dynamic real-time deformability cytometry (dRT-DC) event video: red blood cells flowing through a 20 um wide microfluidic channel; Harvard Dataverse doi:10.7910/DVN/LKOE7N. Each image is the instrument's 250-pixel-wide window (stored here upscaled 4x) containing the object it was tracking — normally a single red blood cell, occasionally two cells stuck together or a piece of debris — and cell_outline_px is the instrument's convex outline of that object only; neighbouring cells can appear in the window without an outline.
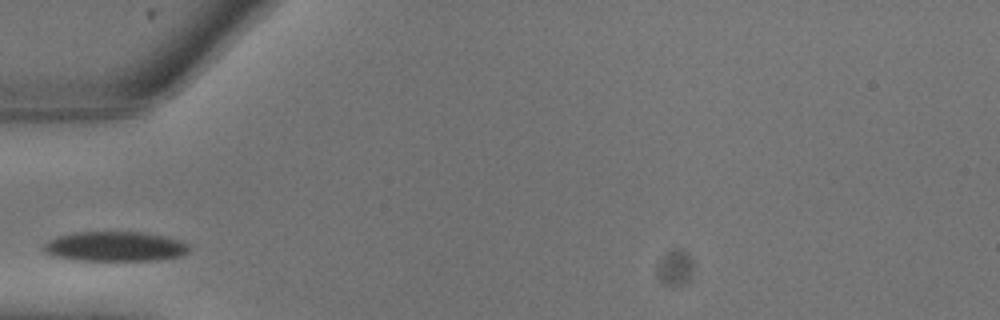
{"species": "common noctule bat (a hibernating species)", "species_latin": "Nyctalus noctula", "temperature_condition": "warm", "stored_images_in_passage": 12, "camera_frame_rate_fps": 3000, "um_per_image_px": 0.085, "animal": {"sex": "male", "body_mass_g": 13.3}, "frame": {"image": 1, "passage_image": 1, "time_ms": 0.0, "image_size_px": [1000, 320], "cell_outline_px": [[192, 248], [188, 252], [180, 256], [156, 260], [76, 260], [52, 256], [44, 248], [44, 244], [48, 240], [60, 236], [80, 232], [140, 232], [168, 236], [180, 240], [188, 244]], "centroid_in_image_um": [9.85, 20.95], "position_along_channel_um": 75.2, "area_um2": 25.14}}
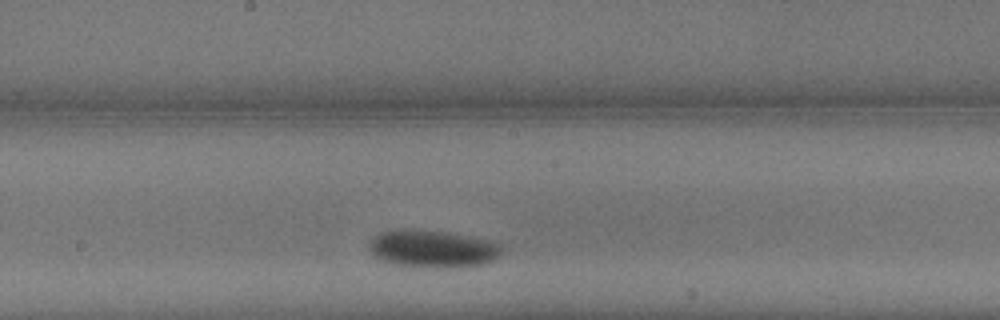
{"frame": {"image": 2, "passage_image": 6, "time_ms": 1.667, "image_size_px": [1000, 320], "cell_outline_px": [[504, 248], [500, 256], [484, 264], [436, 268], [396, 264], [380, 260], [368, 248], [368, 240], [372, 236], [380, 232], [448, 232], [488, 240], [500, 244]], "centroid_in_image_um": [36.81, 21.18], "position_along_channel_um": 211.4, "area_um2": 28.09}}
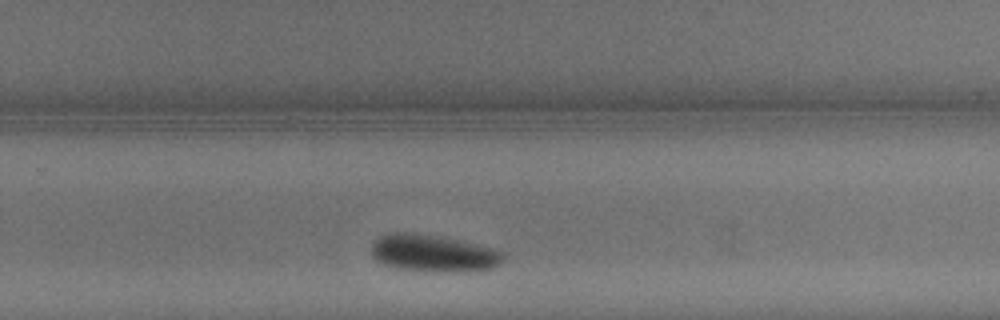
{"frame": {"image": 3, "passage_image": 9, "time_ms": 2.667, "image_size_px": [1000, 320], "cell_outline_px": [[504, 260], [500, 264], [492, 268], [464, 272], [456, 272], [396, 268], [384, 264], [376, 260], [372, 256], [372, 244], [380, 236], [392, 232], [404, 232], [440, 236], [496, 248], [504, 252]], "centroid_in_image_um": [36.88, 21.52], "position_along_channel_um": 292.9, "area_um2": 28.5}}